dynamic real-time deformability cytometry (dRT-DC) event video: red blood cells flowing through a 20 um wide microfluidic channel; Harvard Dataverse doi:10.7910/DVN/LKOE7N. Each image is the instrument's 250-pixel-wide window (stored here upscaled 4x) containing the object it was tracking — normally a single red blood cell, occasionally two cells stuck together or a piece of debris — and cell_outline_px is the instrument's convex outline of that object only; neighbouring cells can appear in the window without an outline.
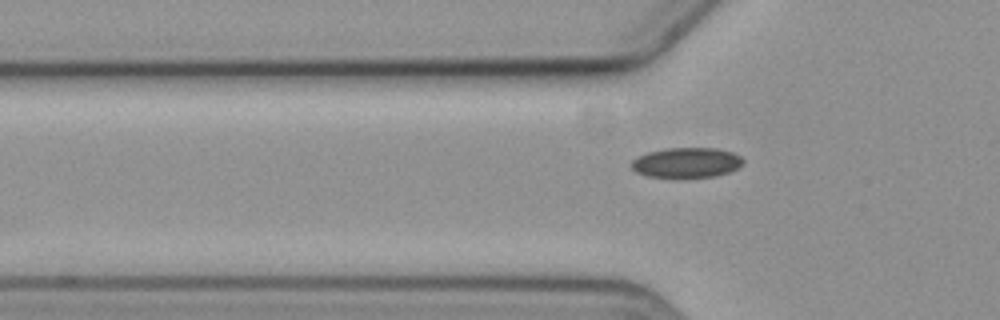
{"species": "common noctule bat (a hibernating species)", "species_latin": "Nyctalus noctula", "temperature_condition": "cold", "stored_images_in_passage": 4, "camera_frame_rate_fps": 3000, "um_per_image_px": 0.085, "animal": {"sex": "female", "body_mass_g": 19.3, "forearm_length_mm": 54.1}, "frame": {"image": 1, "passage_image": 4, "time_ms": 5.333, "image_size_px": [1000, 320], "cell_outline_px": [[744, 164], [728, 172], [712, 176], [648, 176], [636, 172], [632, 168], [632, 160], [648, 152], [668, 148], [716, 148], [732, 152], [740, 156], [744, 160]], "centroid_in_image_um": [58.38, 13.8], "position_along_channel_um": 67.4, "area_um2": 19.07}}